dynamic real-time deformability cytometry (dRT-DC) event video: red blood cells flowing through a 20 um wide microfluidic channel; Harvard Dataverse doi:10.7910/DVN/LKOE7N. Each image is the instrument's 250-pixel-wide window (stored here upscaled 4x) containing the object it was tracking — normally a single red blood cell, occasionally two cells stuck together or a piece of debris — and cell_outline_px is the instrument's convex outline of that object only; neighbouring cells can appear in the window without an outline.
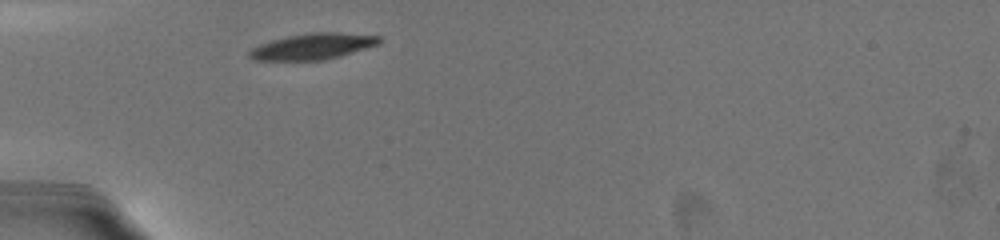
{"species": "common noctule bat (a hibernating species)", "species_latin": "Nyctalus noctula", "temperature_condition": "warm", "stored_images_in_passage": 2, "camera_frame_rate_fps": 3000, "um_per_image_px": 0.085, "animal": {"sex": "female", "body_mass_g": 19.5, "forearm_length_mm": 54.1}, "frame": {"image": 1, "passage_image": 1, "time_ms": 0.0, "image_size_px": [1000, 240], "cell_outline_px": [[384, 40], [380, 44], [340, 56], [324, 60], [252, 60], [248, 56], [248, 52], [252, 48], [260, 44], [272, 40], [288, 36], [308, 32], [336, 32], [380, 36]], "centroid_in_image_um": [26.61, 3.94], "position_along_channel_um": 58.4, "area_um2": 19.83}}